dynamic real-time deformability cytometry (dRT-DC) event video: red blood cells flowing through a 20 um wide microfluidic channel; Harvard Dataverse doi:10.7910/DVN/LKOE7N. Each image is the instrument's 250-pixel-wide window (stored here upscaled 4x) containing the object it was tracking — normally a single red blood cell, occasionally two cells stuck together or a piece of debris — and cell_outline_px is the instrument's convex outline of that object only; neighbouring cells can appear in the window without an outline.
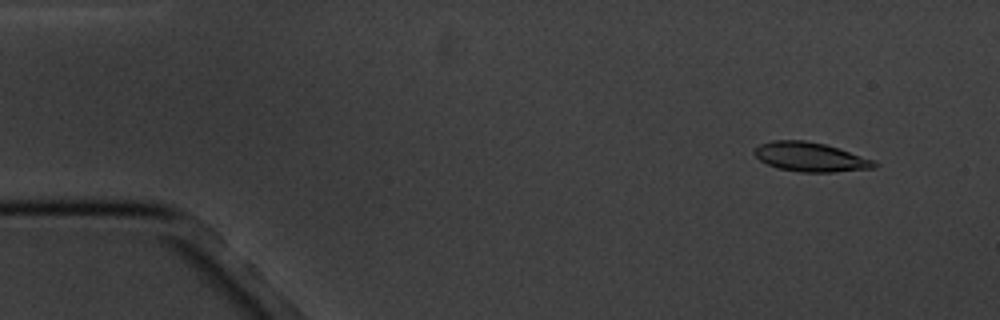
{"species": "common noctule bat (a hibernating species)", "species_latin": "Nyctalus noctula", "temperature_condition": "cold", "stored_images_in_passage": 5, "camera_frame_rate_fps": 3000, "um_per_image_px": 0.085, "animal": {"sex": "male", "body_mass_g": 20.1, "forearm_length_mm": 53.5}, "frame": {"image": 1, "passage_image": 2, "time_ms": 1.0, "image_size_px": [1000, 320], "cell_outline_px": [[880, 164], [876, 168], [832, 172], [800, 172], [780, 168], [768, 164], [760, 160], [752, 152], [760, 144], [772, 140], [804, 140], [824, 144], [840, 148], [872, 160]], "centroid_in_image_um": [68.9, 13.34], "position_along_channel_um": 16.1, "area_um2": 20.35}}
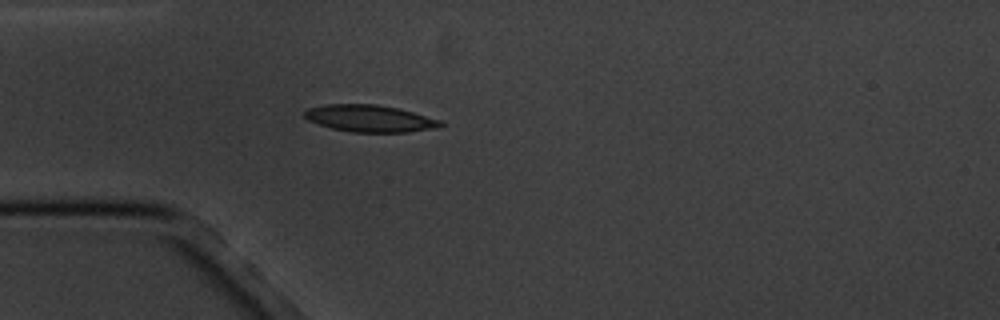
{"frame": {"image": 2, "passage_image": 5, "time_ms": 4.667, "image_size_px": [1000, 320], "cell_outline_px": [[444, 124], [440, 128], [408, 132], [352, 132], [332, 128], [308, 120], [304, 116], [304, 112], [308, 108], [328, 104], [376, 104], [400, 108], [440, 120]], "centroid_in_image_um": [31.48, 10.07], "position_along_channel_um": 53.5, "area_um2": 21.39}}